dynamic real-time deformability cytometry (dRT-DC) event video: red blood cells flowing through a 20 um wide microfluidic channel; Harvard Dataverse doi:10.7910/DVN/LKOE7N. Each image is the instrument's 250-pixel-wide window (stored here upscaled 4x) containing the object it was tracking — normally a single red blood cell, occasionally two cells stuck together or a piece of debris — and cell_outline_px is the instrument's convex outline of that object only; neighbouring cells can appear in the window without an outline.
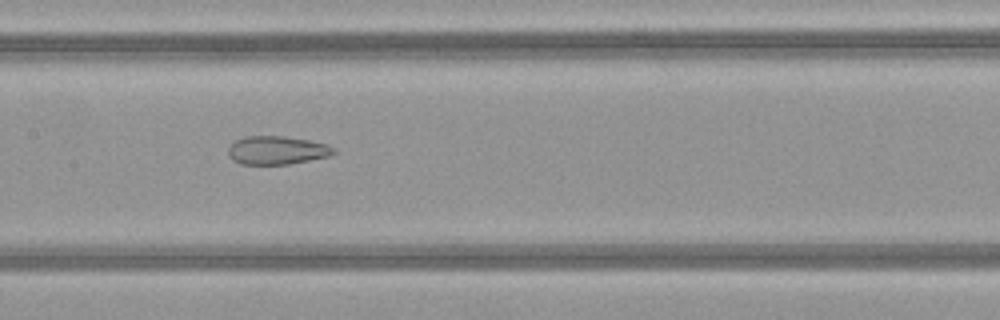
{"species": "common noctule bat (a hibernating species)", "species_latin": "Nyctalus noctula", "temperature_condition": "warm", "stored_images_in_passage": 49, "camera_frame_rate_fps": 3000, "um_per_image_px": 0.085, "animal": {"sex": "female", "body_mass_g": 21.9}, "frame": {"image": 1, "passage_image": 24, "time_ms": 7.667, "image_size_px": [1000, 320], "cell_outline_px": [[336, 152], [332, 156], [288, 164], [240, 164], [232, 160], [228, 152], [228, 148], [236, 140], [244, 136], [284, 136], [308, 140], [328, 144], [336, 148]], "centroid_in_image_um": [23.58, 12.77], "position_along_channel_um": 183.8, "area_um2": 17.57}}
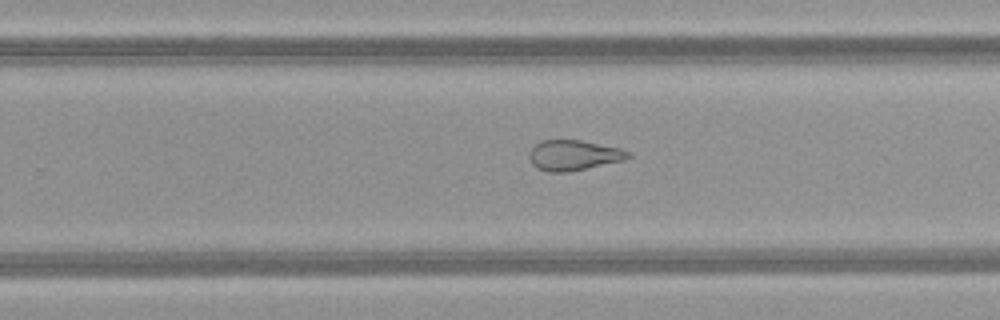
{"frame": {"image": 2, "passage_image": 31, "time_ms": 10.0, "image_size_px": [1000, 320], "cell_outline_px": [[632, 156], [624, 160], [568, 172], [548, 172], [536, 168], [532, 164], [528, 156], [528, 152], [540, 140], [580, 140], [620, 148], [632, 152]], "centroid_in_image_um": [48.75, 13.2], "position_along_channel_um": 281.1, "area_um2": 17.57}}
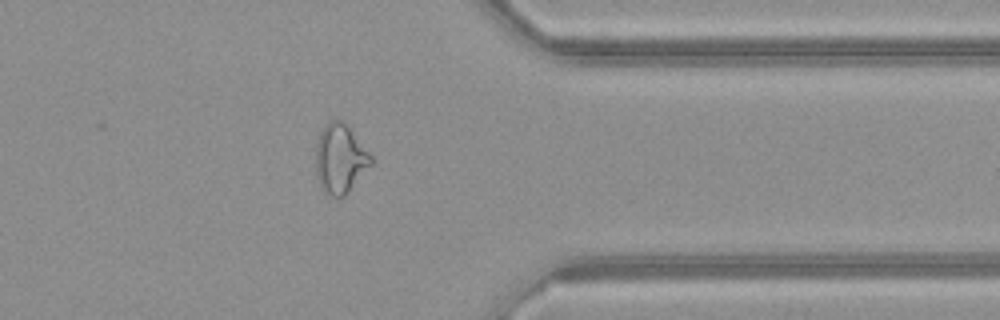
{"frame": {"image": 3, "passage_image": 39, "time_ms": 12.667, "image_size_px": [1000, 320], "cell_outline_px": [[376, 160], [348, 192], [344, 196], [336, 200], [324, 192], [316, 176], [316, 144], [320, 132], [324, 124], [328, 120], [344, 120]], "centroid_in_image_um": [28.93, 13.49], "position_along_channel_um": 382.5, "area_um2": 22.83}, "authors_computed_cell_mechanics": {"area_um2": 23.8714, "velocity_mm_per_s": 4.1869, "shape_relaxation_time_tau1_ms": null, "shape_relaxation_time_tau2_ms": 2.3468, "deformation_change_tau1": null, "deformation_change_tau2": 0.112}}